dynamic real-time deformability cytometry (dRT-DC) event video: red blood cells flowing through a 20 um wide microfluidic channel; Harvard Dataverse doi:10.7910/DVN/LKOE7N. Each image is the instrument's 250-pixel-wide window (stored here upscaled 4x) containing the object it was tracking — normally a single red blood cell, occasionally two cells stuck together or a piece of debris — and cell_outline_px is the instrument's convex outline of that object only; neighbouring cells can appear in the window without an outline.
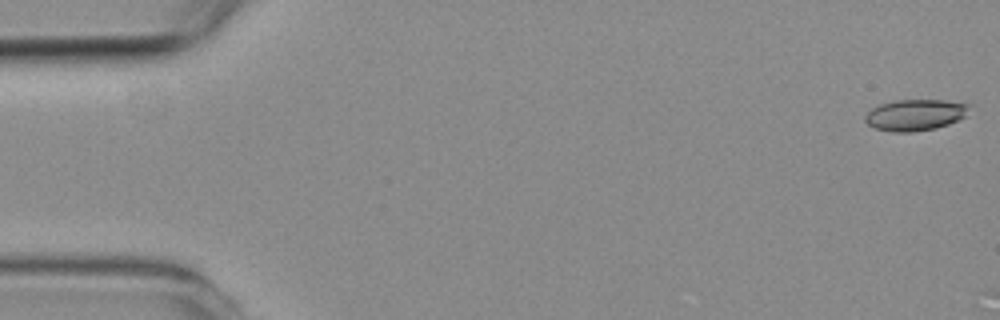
{"species": "common noctule bat (a hibernating species)", "species_latin": "Nyctalus noctula", "temperature_condition": "room temperature", "stored_images_in_passage": 2, "camera_frame_rate_fps": 3000, "um_per_image_px": 0.085, "animal": {"sex": "female", "body_mass_g": 19.3, "forearm_length_mm": 54.1}, "frame": {"image": 1, "passage_image": 1, "time_ms": 0.0, "image_size_px": [1000, 320], "cell_outline_px": [[972, 104], [964, 116], [948, 124], [936, 128], [912, 132], [892, 132], [876, 128], [868, 124], [864, 120], [864, 116], [872, 108], [880, 104], [896, 100], [944, 100]], "centroid_in_image_um": [77.78, 9.76], "position_along_channel_um": 7.2, "area_um2": 18.9}}